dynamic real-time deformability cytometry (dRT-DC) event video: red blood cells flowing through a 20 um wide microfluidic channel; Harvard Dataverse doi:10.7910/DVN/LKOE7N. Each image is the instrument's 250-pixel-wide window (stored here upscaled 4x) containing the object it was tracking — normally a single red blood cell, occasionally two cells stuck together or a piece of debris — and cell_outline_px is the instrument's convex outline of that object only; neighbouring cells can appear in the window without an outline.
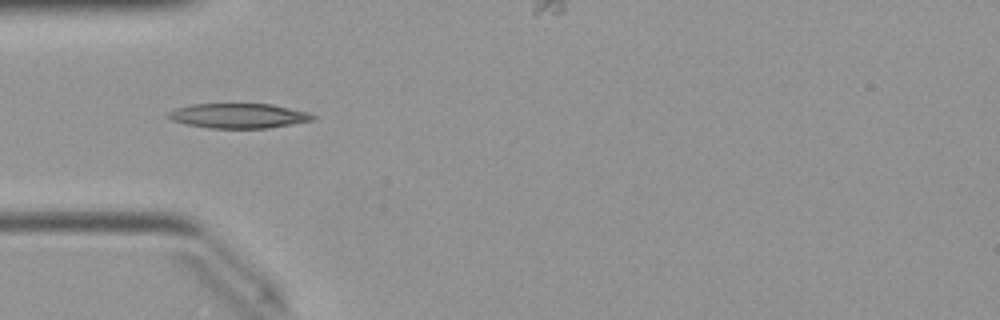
{"species": "Egyptian fruit bat (a non-hibernating species)", "species_latin": "Rousettus aegyptiacus", "temperature_condition": "warm", "stored_images_in_passage": 37, "camera_frame_rate_fps": 3000, "um_per_image_px": 0.085, "animal": {"sex": "female"}, "frame": {"image": 1, "passage_image": 1, "time_ms": 0.0, "image_size_px": [1000, 320], "cell_outline_px": [[316, 120], [268, 128], [208, 128], [184, 124], [172, 120], [168, 116], [168, 112], [176, 108], [192, 104], [272, 104], [308, 112], [316, 116]], "centroid_in_image_um": [20.3, 9.84], "position_along_channel_um": 64.7, "area_um2": 20.92}}
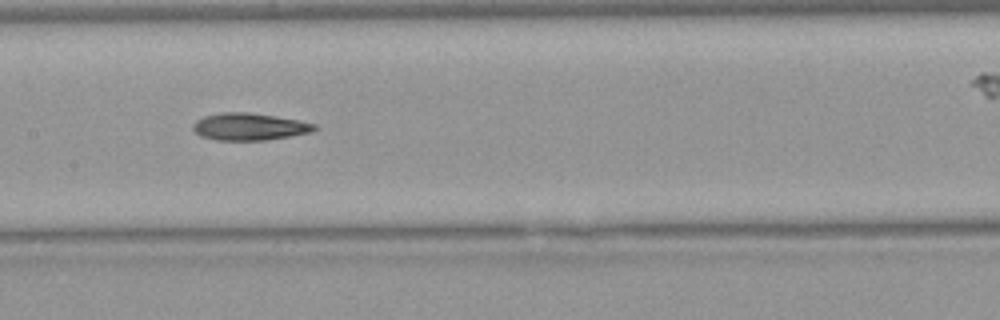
{"frame": {"image": 2, "passage_image": 10, "time_ms": 3.0, "image_size_px": [1000, 320], "cell_outline_px": [[320, 128], [312, 132], [292, 136], [268, 140], [216, 140], [200, 136], [192, 128], [192, 124], [196, 120], [204, 116], [220, 112], [248, 112], [276, 116], [300, 120], [316, 124]], "centroid_in_image_um": [21.23, 10.76], "position_along_channel_um": 186.2, "area_um2": 19.54}}
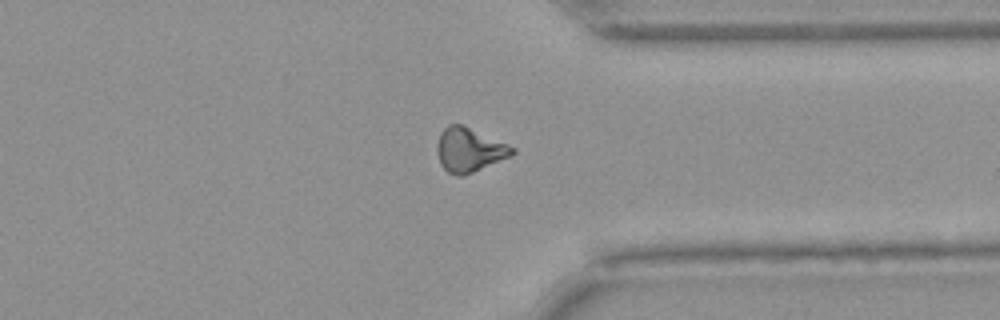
{"frame": {"image": 3, "passage_image": 24, "time_ms": 7.667, "image_size_px": [1000, 320], "cell_outline_px": [[516, 152], [512, 156], [472, 172], [460, 176], [456, 176], [448, 172], [440, 164], [436, 152], [436, 144], [440, 132], [448, 124], [460, 124], [508, 144], [516, 148]], "centroid_in_image_um": [39.87, 12.74], "position_along_channel_um": 371.5, "area_um2": 19.31}, "authors_computed_cell_mechanics": {"area_um2": 18.785, "velocity_mm_per_s": 4.0422, "shape_relaxation_time_tau1_ms": null, "shape_relaxation_time_tau2_ms": 6.2702, "deformation_change_tau1": null, "deformation_change_tau2": 0.1662}}